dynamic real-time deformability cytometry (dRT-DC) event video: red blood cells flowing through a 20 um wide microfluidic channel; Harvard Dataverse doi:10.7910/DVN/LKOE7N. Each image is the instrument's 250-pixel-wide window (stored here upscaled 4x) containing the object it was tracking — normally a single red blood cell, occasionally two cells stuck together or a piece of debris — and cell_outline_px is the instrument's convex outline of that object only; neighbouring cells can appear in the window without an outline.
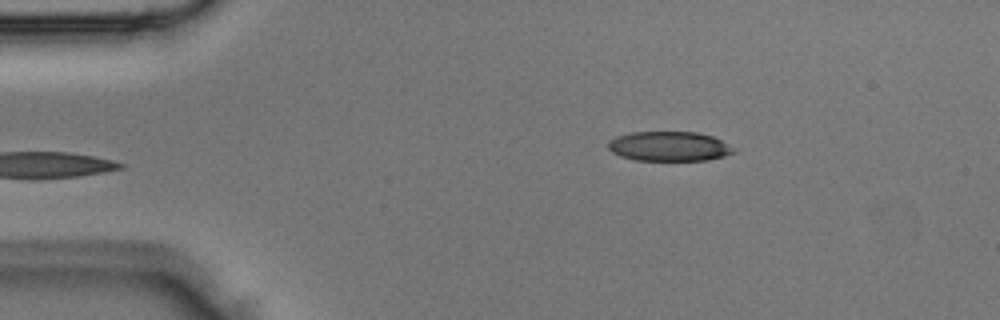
{"species": "Egyptian fruit bat (a non-hibernating species)", "species_latin": "Rousettus aegyptiacus", "temperature_condition": "room temperature", "stored_images_in_passage": 4, "camera_frame_rate_fps": 3000, "um_per_image_px": 0.085, "animal": {"sex": "male"}, "frame": {"image": 1, "passage_image": 4, "time_ms": 1.0, "image_size_px": [1000, 320], "cell_outline_px": [[736, 152], [724, 156], [708, 160], [636, 160], [620, 156], [612, 152], [608, 148], [608, 140], [616, 136], [632, 132], [696, 132], [712, 136], [736, 148]], "centroid_in_image_um": [56.87, 12.43], "position_along_channel_um": 28.1, "area_um2": 21.73}}